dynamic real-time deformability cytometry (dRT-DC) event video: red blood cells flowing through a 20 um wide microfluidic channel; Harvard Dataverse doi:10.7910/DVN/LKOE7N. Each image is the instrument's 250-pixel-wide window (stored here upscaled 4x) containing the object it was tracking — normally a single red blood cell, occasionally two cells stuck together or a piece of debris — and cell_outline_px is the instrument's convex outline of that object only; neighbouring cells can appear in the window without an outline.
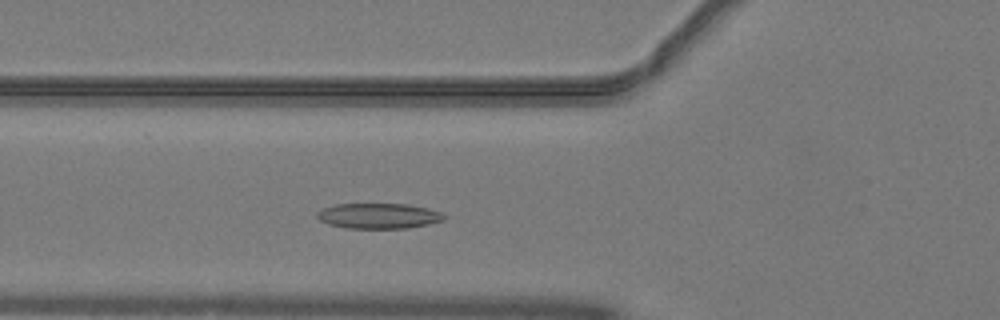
{"species": "common noctule bat (a hibernating species)", "species_latin": "Nyctalus noctula", "temperature_condition": "warm", "stored_images_in_passage": 42, "camera_frame_rate_fps": 3000, "um_per_image_px": 0.085, "animal": {"sex": "male", "body_mass_g": 19.2, "forearm_length_mm": 51.8}, "frame": {"image": 1, "passage_image": 10, "time_ms": 3.0, "image_size_px": [1000, 320], "cell_outline_px": [[444, 220], [428, 224], [408, 228], [348, 228], [328, 224], [320, 220], [316, 216], [316, 212], [324, 208], [336, 204], [408, 204], [428, 208], [440, 212], [444, 216]], "centroid_in_image_um": [32.17, 18.35], "position_along_channel_um": 93.6, "area_um2": 18.67}}
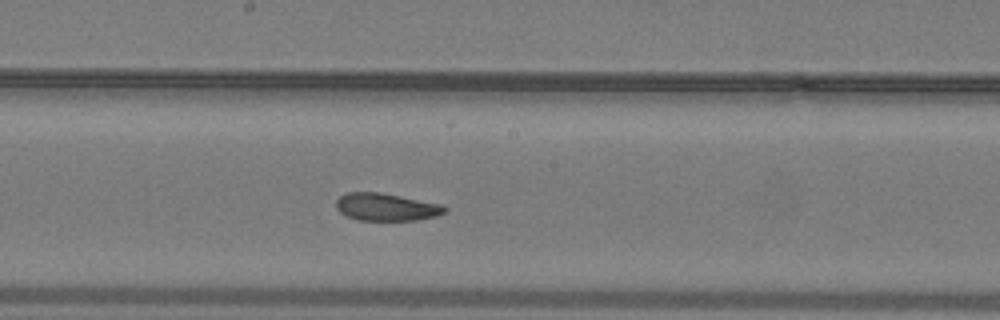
{"frame": {"image": 2, "passage_image": 19, "time_ms": 6.0, "image_size_px": [1000, 320], "cell_outline_px": [[448, 208], [444, 212], [436, 216], [416, 220], [356, 220], [340, 212], [336, 208], [336, 200], [340, 196], [348, 192], [380, 192], [444, 204]], "centroid_in_image_um": [32.84, 17.59], "position_along_channel_um": 215.4, "area_um2": 17.51}}
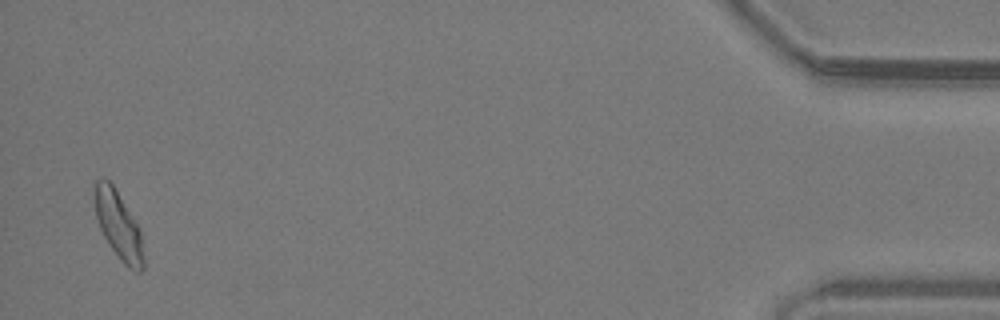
{"frame": {"image": 3, "passage_image": 41, "time_ms": 13.333, "image_size_px": [1000, 320], "cell_outline_px": [[144, 268], [140, 272], [136, 272], [128, 268], [120, 260], [104, 236], [100, 228], [96, 216], [96, 180], [104, 176], [112, 184], [136, 224], [140, 232], [144, 260]], "centroid_in_image_um": [10.08, 19.21], "position_along_channel_um": 425.1, "area_um2": 18.55}, "authors_computed_cell_mechanics": {"area_um2": 18.4382, "velocity_mm_per_s": 4.0384, "shape_relaxation_time_tau1_ms": 6.0188, "shape_relaxation_time_tau2_ms": 3.7955, "deformation_change_tau1": 0.15, "deformation_change_tau2": 0.1098}}